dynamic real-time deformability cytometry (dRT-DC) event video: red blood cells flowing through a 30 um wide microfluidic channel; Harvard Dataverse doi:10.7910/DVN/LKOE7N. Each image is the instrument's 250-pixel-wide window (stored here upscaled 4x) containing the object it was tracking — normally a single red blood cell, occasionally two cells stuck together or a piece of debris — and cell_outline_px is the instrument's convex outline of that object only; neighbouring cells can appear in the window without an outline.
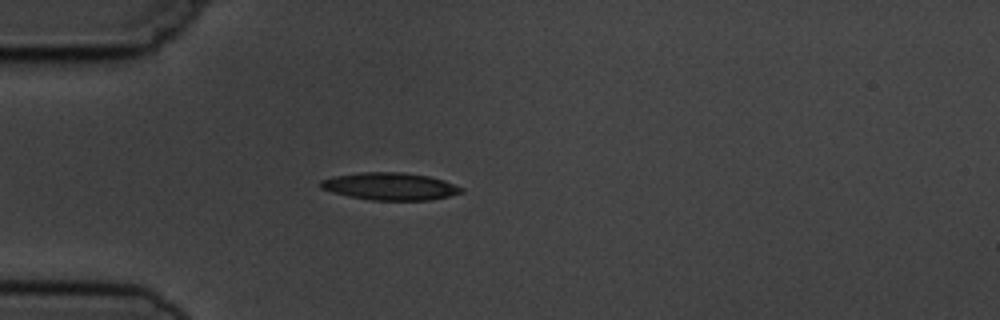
{"species": "common noctule bat (a hibernating species)", "species_latin": "Nyctalus noctula", "temperature_condition": "cold", "stored_images_in_passage": 3, "camera_frame_rate_fps": 3000, "um_per_image_px": 0.085, "animal": {"sex": "male", "body_mass_g": 19.5, "forearm_length_mm": 54.6}, "frame": {"image": 1, "passage_image": 3, "time_ms": 3.0, "image_size_px": [1000, 320], "cell_outline_px": [[464, 192], [448, 196], [428, 200], [372, 200], [348, 196], [332, 192], [320, 188], [320, 180], [332, 176], [360, 172], [404, 172], [428, 176], [444, 180], [464, 188]], "centroid_in_image_um": [33.14, 15.83], "position_along_channel_um": 51.9, "area_um2": 22.54}}